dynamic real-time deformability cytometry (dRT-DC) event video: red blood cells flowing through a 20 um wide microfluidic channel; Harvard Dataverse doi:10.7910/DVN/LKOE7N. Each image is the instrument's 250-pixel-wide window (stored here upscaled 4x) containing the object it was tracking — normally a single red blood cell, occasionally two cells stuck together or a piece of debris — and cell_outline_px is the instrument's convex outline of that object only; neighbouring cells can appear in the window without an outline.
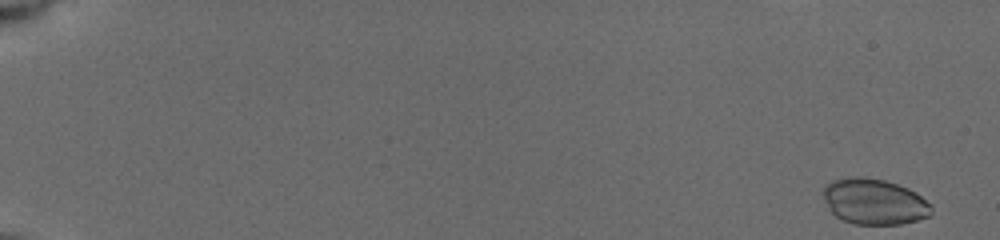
{"species": "common noctule bat (a hibernating species)", "species_latin": "Nyctalus noctula", "temperature_condition": "cold", "stored_images_in_passage": 24, "camera_frame_rate_fps": 3000, "um_per_image_px": 0.085, "animal": {"sex": "female", "body_mass_g": 19.5, "forearm_length_mm": 54.1}, "frame": {"image": 1, "passage_image": 1, "time_ms": 0.0, "image_size_px": [1000, 240], "cell_outline_px": [[932, 212], [928, 216], [916, 220], [900, 224], [856, 224], [844, 220], [836, 216], [832, 212], [824, 200], [820, 192], [832, 180], [852, 176], [860, 176], [884, 180], [908, 188], [916, 192], [932, 204]], "centroid_in_image_um": [74.31, 17.12], "position_along_channel_um": 10.7, "area_um2": 28.9}}